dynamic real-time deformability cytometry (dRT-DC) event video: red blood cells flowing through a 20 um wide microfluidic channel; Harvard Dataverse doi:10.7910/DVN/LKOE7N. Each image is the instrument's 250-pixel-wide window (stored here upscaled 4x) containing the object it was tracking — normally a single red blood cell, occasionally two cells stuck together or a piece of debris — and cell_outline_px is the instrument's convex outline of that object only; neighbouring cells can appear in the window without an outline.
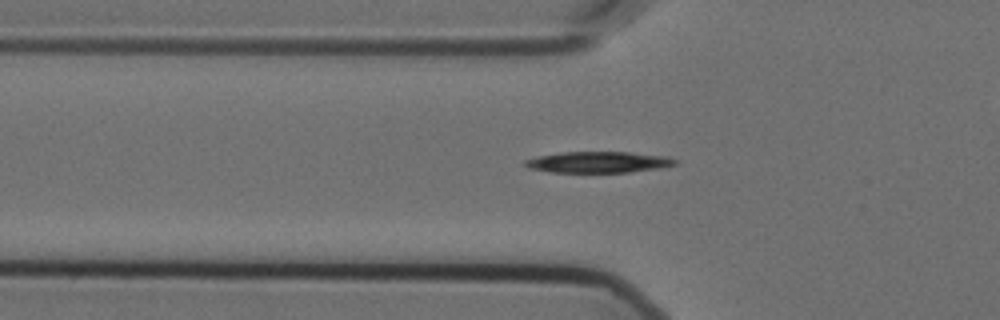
{"species": "Egyptian fruit bat (a non-hibernating species)", "species_latin": "Rousettus aegyptiacus", "temperature_condition": "cold", "stored_images_in_passage": 40, "camera_frame_rate_fps": 3000, "um_per_image_px": 0.085, "animal": {"sex": "female"}, "frame": {"image": 1, "passage_image": 2, "time_ms": 0.333, "image_size_px": [1000, 320], "cell_outline_px": [[676, 164], [660, 168], [628, 172], [552, 172], [528, 168], [524, 164], [524, 160], [536, 156], [560, 152], [628, 152], [668, 156], [676, 160]], "centroid_in_image_um": [50.83, 13.77], "position_along_channel_um": 75.0, "area_um2": 18.5}}
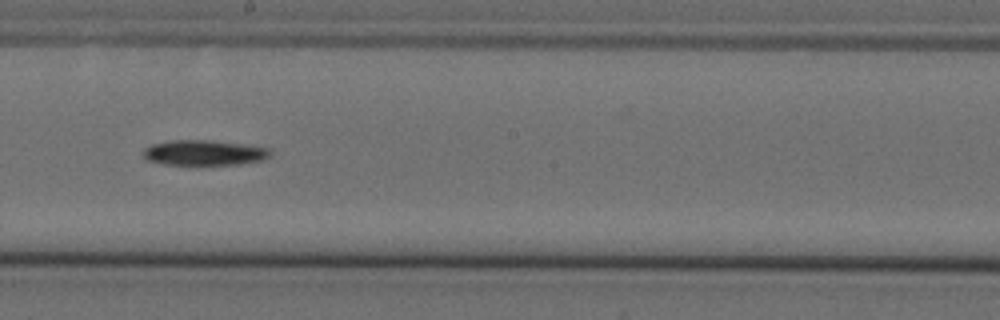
{"frame": {"image": 2, "passage_image": 15, "time_ms": 4.667, "image_size_px": [1000, 320], "cell_outline_px": [[272, 156], [264, 160], [240, 164], [164, 164], [148, 160], [144, 156], [144, 148], [152, 144], [168, 140], [212, 140], [244, 144], [272, 148]], "centroid_in_image_um": [17.43, 12.97], "position_along_channel_um": 230.8, "area_um2": 18.84}}
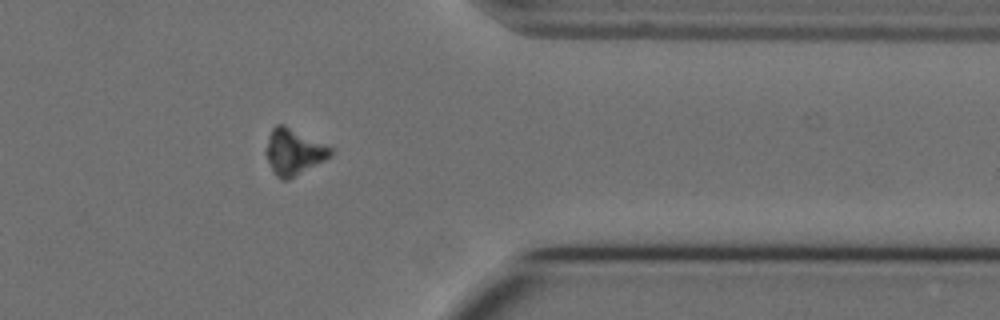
{"frame": {"image": 3, "passage_image": 29, "time_ms": 9.333, "image_size_px": [1000, 320], "cell_outline_px": [[332, 156], [288, 180], [280, 180], [276, 176], [264, 152], [268, 136], [272, 128], [276, 124], [284, 124], [332, 148]], "centroid_in_image_um": [24.94, 12.9], "position_along_channel_um": 386.5, "area_um2": 17.22}, "authors_computed_cell_mechanics": {"area_um2": 18.4671, "velocity_mm_per_s": 3.5765, "shape_relaxation_time_tau1_ms": 1.8794, "shape_relaxation_time_tau2_ms": null, "deformation_change_tau1": 0.1058, "deformation_change_tau2": null}}